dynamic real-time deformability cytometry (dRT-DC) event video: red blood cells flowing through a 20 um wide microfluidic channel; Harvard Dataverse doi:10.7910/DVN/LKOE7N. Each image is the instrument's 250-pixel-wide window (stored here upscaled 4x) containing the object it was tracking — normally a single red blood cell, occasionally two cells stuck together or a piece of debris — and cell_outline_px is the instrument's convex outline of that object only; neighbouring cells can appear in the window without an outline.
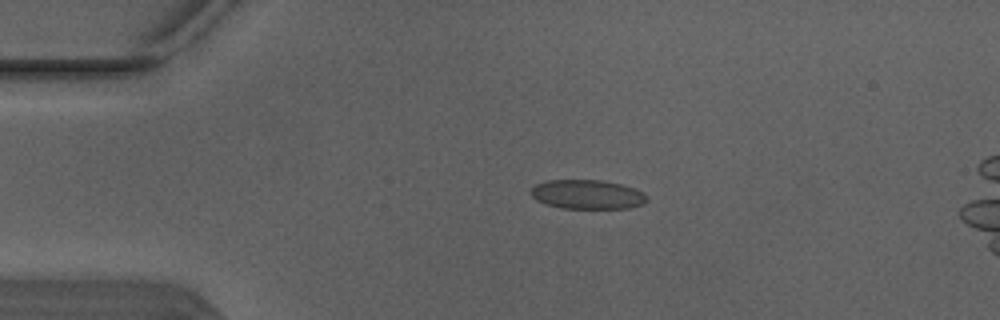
{"species": "Egyptian fruit bat (a non-hibernating species)", "species_latin": "Rousettus aegyptiacus", "temperature_condition": "warm", "stored_images_in_passage": 3, "camera_frame_rate_fps": 3000, "um_per_image_px": 0.085, "animal": {"sex": "male"}, "frame": {"image": 1, "passage_image": 1, "time_ms": 0.0, "image_size_px": [1000, 320], "cell_outline_px": [[648, 200], [644, 204], [628, 208], [560, 208], [536, 200], [532, 196], [532, 188], [536, 184], [548, 180], [600, 180], [620, 184], [644, 192], [648, 196]], "centroid_in_image_um": [49.96, 16.53], "position_along_channel_um": 35.0, "area_um2": 19.65}}